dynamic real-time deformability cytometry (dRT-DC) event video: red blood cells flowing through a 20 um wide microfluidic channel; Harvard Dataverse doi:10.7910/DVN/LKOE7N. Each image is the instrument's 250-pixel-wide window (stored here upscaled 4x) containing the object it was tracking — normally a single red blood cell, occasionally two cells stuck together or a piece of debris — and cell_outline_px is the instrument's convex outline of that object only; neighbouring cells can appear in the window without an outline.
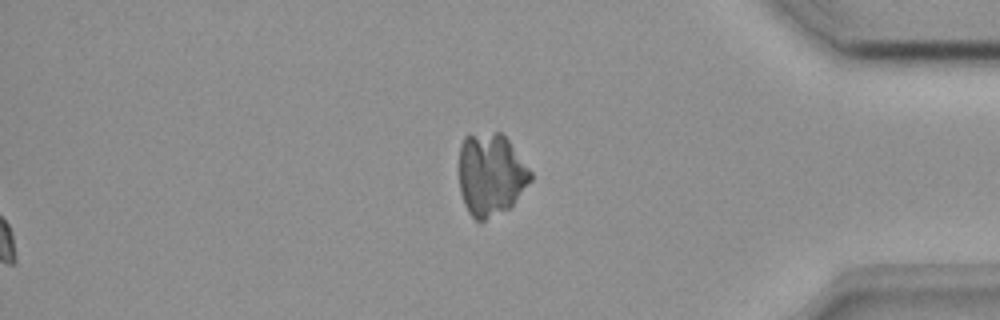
{"species": "common noctule bat (a hibernating species)", "species_latin": "Nyctalus noctula", "temperature_condition": "room temperature", "stored_images_in_passage": 50, "segment_of_instrument_passage": [2, 2], "camera_frame_rate_fps": 3000, "um_per_image_px": 0.085, "animal": {"sex": "female", "body_mass_g": 18.4}, "frame": {"image": 1, "passage_image": 50, "time_ms": 16.333, "image_size_px": [1000, 320], "cell_outline_px": [[532, 180], [512, 204], [508, 208], [484, 220], [476, 220], [468, 212], [464, 204], [460, 192], [460, 144], [464, 136], [496, 132], [500, 132], [508, 140], [532, 172]], "centroid_in_image_um": [41.71, 14.83], "position_along_channel_um": 393.5, "area_um2": 33.99}}